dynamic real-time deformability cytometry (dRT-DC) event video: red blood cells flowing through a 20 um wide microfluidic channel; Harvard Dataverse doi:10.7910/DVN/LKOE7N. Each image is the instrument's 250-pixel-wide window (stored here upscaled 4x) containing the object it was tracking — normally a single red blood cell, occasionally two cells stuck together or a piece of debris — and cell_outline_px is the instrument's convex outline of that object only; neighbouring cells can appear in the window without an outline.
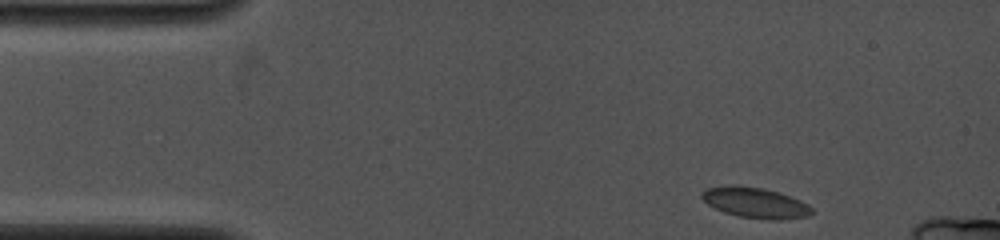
{"species": "common noctule bat (a hibernating species)", "species_latin": "Nyctalus noctula", "temperature_condition": "cold", "stored_images_in_passage": 8, "camera_frame_rate_fps": 4000, "um_per_image_px": 0.085, "animal": {"sex": "female", "body_mass_g": 19.0, "forearm_length_mm": 53.3}, "frame": {"image": 1, "passage_image": 1, "time_ms": 0.0, "image_size_px": [1000, 240], "cell_outline_px": [[812, 212], [808, 216], [780, 220], [772, 220], [740, 216], [724, 212], [708, 204], [700, 196], [700, 192], [708, 188], [732, 184], [764, 188], [800, 200], [808, 204], [812, 208]], "centroid_in_image_um": [64.18, 17.22], "position_along_channel_um": 20.8, "area_um2": 19.42}}